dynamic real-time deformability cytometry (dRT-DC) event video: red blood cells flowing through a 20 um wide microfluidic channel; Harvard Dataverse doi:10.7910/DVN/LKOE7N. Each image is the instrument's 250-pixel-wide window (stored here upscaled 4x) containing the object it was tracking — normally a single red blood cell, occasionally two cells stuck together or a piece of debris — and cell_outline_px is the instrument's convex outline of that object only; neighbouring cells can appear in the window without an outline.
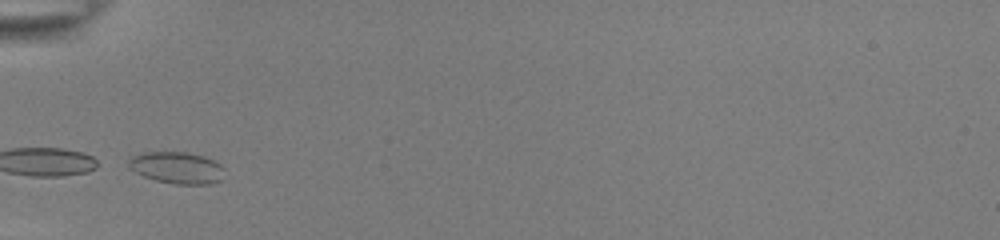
{"species": "common noctule bat (a hibernating species)", "species_latin": "Nyctalus noctula", "temperature_condition": "room temperature", "stored_images_in_passage": 5, "camera_frame_rate_fps": 3000, "um_per_image_px": 0.085, "animal": {"sex": "female", "body_mass_g": 22.0, "forearm_length_mm": 56.7}, "frame": {"image": 1, "passage_image": 1, "time_ms": 0.0, "image_size_px": [1000, 240], "cell_outline_px": [[224, 168], [220, 180], [212, 184], [176, 184], [156, 180], [144, 176], [128, 168], [128, 160], [132, 156], [144, 152], [188, 152], [204, 156], [220, 164]], "centroid_in_image_um": [15.02, 14.25], "position_along_channel_um": 70.0, "area_um2": 17.69}}